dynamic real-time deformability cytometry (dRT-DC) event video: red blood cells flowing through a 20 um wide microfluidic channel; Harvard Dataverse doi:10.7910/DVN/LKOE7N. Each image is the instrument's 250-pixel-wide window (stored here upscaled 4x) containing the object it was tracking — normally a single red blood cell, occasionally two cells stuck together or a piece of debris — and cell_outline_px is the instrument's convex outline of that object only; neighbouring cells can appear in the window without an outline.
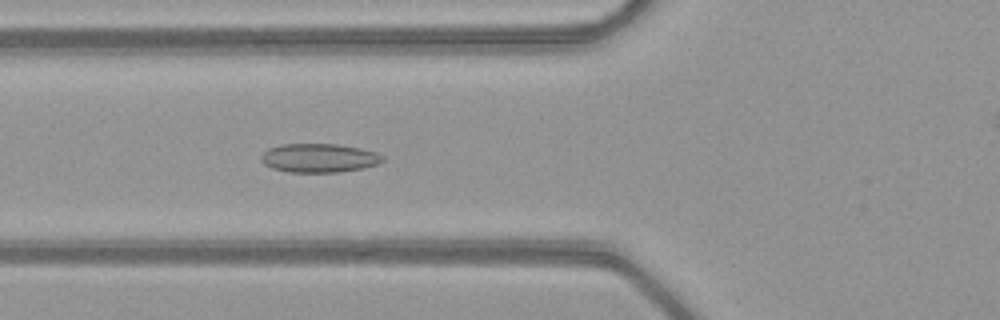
{"species": "common noctule bat (a hibernating species)", "species_latin": "Nyctalus noctula", "temperature_condition": "warm", "stored_images_in_passage": 52, "camera_frame_rate_fps": 3000, "um_per_image_px": 0.085, "animal": {"sex": "female", "body_mass_g": 21.9}, "frame": {"image": 1, "passage_image": 20, "time_ms": 6.333, "image_size_px": [1000, 320], "cell_outline_px": [[384, 160], [376, 164], [364, 168], [340, 172], [288, 172], [272, 168], [264, 164], [260, 160], [260, 156], [268, 148], [280, 144], [336, 144], [360, 148], [376, 152], [384, 156]], "centroid_in_image_um": [27.1, 13.43], "position_along_channel_um": 98.7, "area_um2": 20.52}}
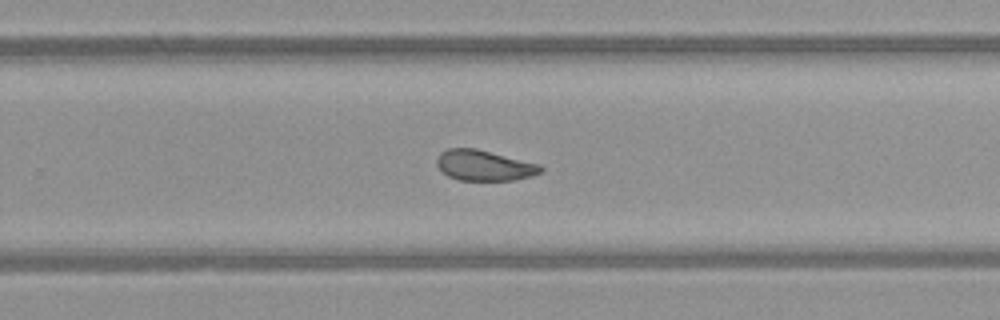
{"frame": {"image": 2, "passage_image": 34, "time_ms": 11.0, "image_size_px": [1000, 320], "cell_outline_px": [[544, 172], [532, 176], [512, 180], [460, 180], [448, 176], [436, 164], [436, 160], [440, 152], [448, 148], [476, 148], [540, 164], [544, 168]], "centroid_in_image_um": [41.18, 14.05], "position_along_channel_um": 288.6, "area_um2": 18.55}}
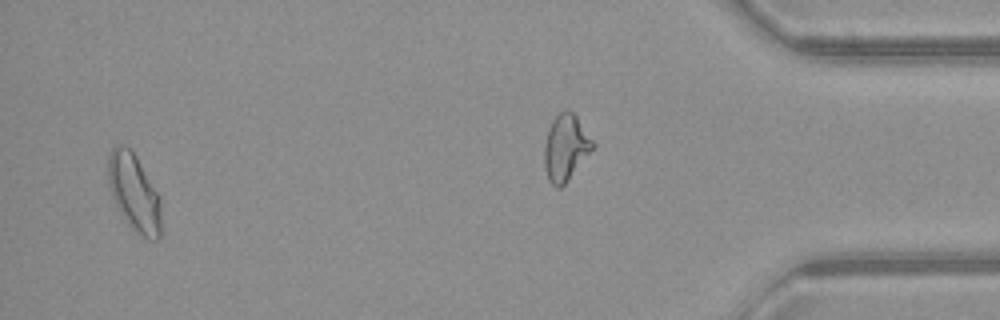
{"frame": {"image": 3, "passage_image": 50, "time_ms": 16.333, "image_size_px": [1000, 320], "cell_outline_px": [[160, 240], [148, 240], [132, 228], [124, 220], [112, 196], [108, 184], [108, 156], [112, 148], [116, 144], [120, 144], [128, 148], [136, 156], [156, 192], [160, 200]], "centroid_in_image_um": [11.38, 16.39], "position_along_channel_um": 423.8, "area_um2": 23.52}, "authors_computed_cell_mechanics": {"area_um2": 20.3456, "velocity_mm_per_s": 4.0577, "shape_relaxation_time_tau1_ms": null, "shape_relaxation_time_tau2_ms": 1.8876, "deformation_change_tau1": null, "deformation_change_tau2": 0.0703}}